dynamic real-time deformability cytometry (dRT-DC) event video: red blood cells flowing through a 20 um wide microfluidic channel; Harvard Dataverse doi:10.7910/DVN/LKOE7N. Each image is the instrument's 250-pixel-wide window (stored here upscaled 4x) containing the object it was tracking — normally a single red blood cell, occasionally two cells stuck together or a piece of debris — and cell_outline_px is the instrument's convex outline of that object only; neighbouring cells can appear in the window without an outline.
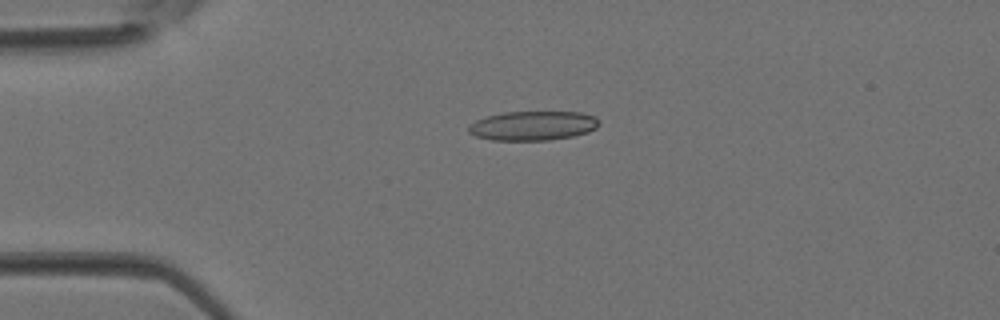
{"species": "Egyptian fruit bat (a non-hibernating species)", "species_latin": "Rousettus aegyptiacus", "temperature_condition": "room temperature", "stored_images_in_passage": 4, "camera_frame_rate_fps": 3000, "um_per_image_px": 0.085, "animal": {"sex": "female"}, "frame": {"image": 1, "passage_image": 3, "time_ms": 0.667, "image_size_px": [1000, 320], "cell_outline_px": [[600, 124], [596, 128], [588, 132], [572, 136], [548, 140], [492, 140], [476, 136], [468, 132], [468, 124], [476, 120], [488, 116], [504, 112], [580, 112], [596, 116], [600, 120]], "centroid_in_image_um": [45.31, 10.68], "position_along_channel_um": 39.7, "area_um2": 22.37}}